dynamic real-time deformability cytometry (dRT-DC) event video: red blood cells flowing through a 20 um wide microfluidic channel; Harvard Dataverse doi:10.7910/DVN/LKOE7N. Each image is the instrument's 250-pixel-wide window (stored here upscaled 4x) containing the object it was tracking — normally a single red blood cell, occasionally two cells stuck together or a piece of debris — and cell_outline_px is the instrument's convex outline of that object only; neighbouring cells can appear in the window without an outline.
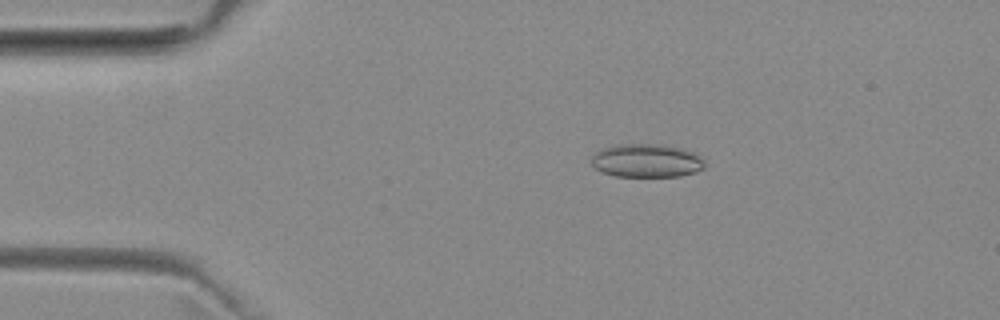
{"species": "common noctule bat (a hibernating species)", "species_latin": "Nyctalus noctula", "temperature_condition": "room temperature", "stored_images_in_passage": 46, "camera_frame_rate_fps": 3000, "um_per_image_px": 0.085, "animal": {"sex": "female", "body_mass_g": 29.2, "forearm_length_mm": 56.3}, "frame": {"image": 1, "passage_image": 4, "time_ms": 1.0, "image_size_px": [1000, 320], "cell_outline_px": [[704, 168], [696, 172], [680, 176], [616, 176], [604, 172], [596, 168], [592, 164], [592, 156], [596, 152], [604, 148], [616, 144], [664, 144], [684, 148], [700, 156], [704, 160]], "centroid_in_image_um": [55.0, 13.64], "position_along_channel_um": 30.0, "area_um2": 22.08}}
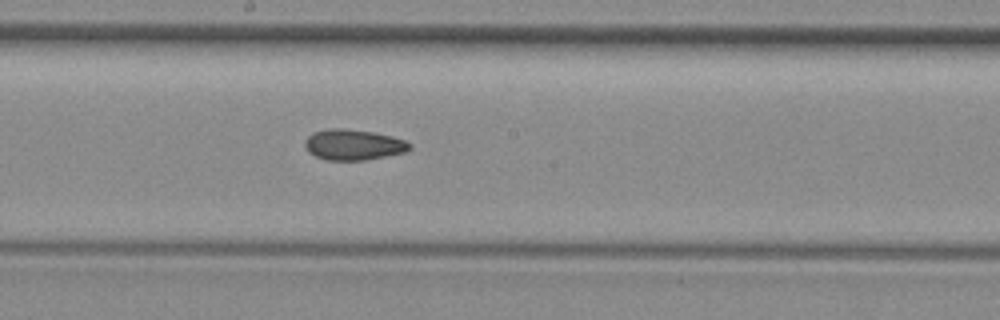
{"frame": {"image": 2, "passage_image": 22, "time_ms": 7.0, "image_size_px": [1000, 320], "cell_outline_px": [[412, 148], [404, 152], [364, 160], [324, 160], [308, 152], [304, 144], [304, 140], [308, 136], [316, 132], [328, 128], [344, 128], [372, 132], [392, 136], [404, 140], [412, 144]], "centroid_in_image_um": [30.02, 12.3], "position_along_channel_um": 218.2, "area_um2": 18.67}}
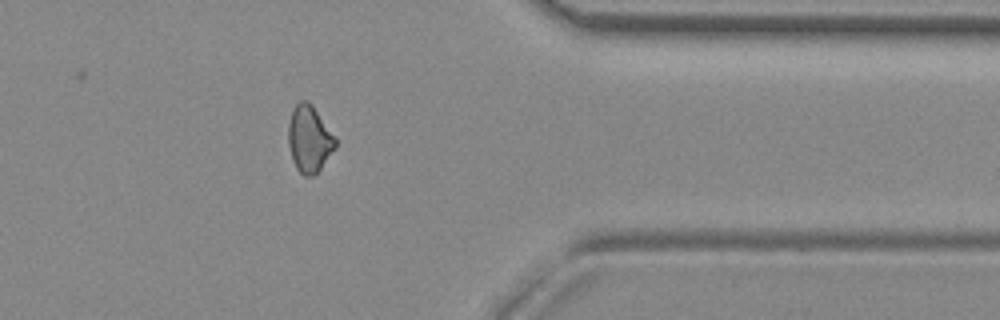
{"frame": {"image": 3, "passage_image": 36, "time_ms": 11.667, "image_size_px": [1000, 320], "cell_outline_px": [[336, 148], [320, 168], [312, 176], [304, 176], [296, 168], [292, 160], [288, 144], [288, 124], [292, 108], [300, 100], [308, 100], [312, 104], [336, 136]], "centroid_in_image_um": [26.29, 11.78], "position_along_channel_um": 385.1, "area_um2": 18.55}, "authors_computed_cell_mechanics": {"area_um2": 18.6116, "velocity_mm_per_s": 3.9546, "shape_relaxation_time_tau1_ms": null, "shape_relaxation_time_tau2_ms": 3.8677, "deformation_change_tau1": null, "deformation_change_tau2": 0.0968}}